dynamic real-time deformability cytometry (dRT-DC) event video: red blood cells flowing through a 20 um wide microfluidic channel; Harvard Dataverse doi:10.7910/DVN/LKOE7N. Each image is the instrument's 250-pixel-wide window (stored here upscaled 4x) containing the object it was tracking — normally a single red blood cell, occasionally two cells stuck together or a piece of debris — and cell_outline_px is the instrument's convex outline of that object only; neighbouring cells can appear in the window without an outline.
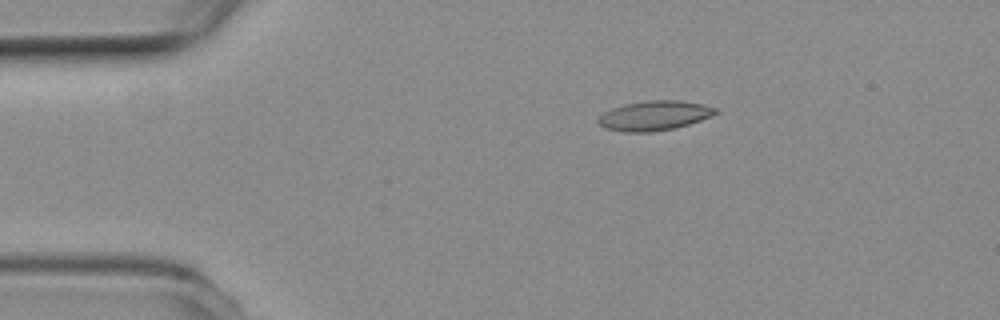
{"species": "common noctule bat (a hibernating species)", "species_latin": "Nyctalus noctula", "temperature_condition": "room temperature", "stored_images_in_passage": 5, "camera_frame_rate_fps": 3000, "um_per_image_px": 0.085, "animal": {"sex": "female", "body_mass_g": 19.3, "forearm_length_mm": 54.1}, "frame": {"image": 1, "passage_image": 2, "time_ms": 0.333, "image_size_px": [1000, 320], "cell_outline_px": [[720, 112], [712, 116], [676, 128], [652, 132], [624, 132], [604, 128], [596, 124], [596, 120], [604, 112], [612, 108], [624, 104], [648, 100], [680, 100], [704, 104], [716, 108]], "centroid_in_image_um": [55.61, 9.83], "position_along_channel_um": 29.4, "area_um2": 20.52}}
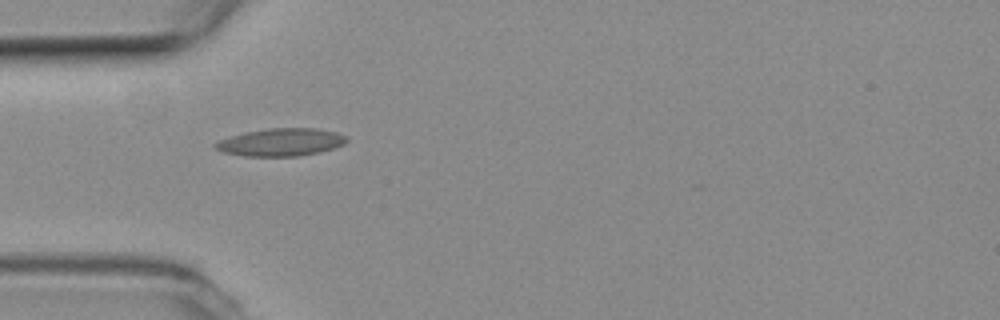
{"frame": {"image": 2, "passage_image": 4, "time_ms": 1.0, "image_size_px": [1000, 320], "cell_outline_px": [[348, 140], [344, 144], [320, 152], [300, 156], [244, 156], [224, 152], [216, 148], [212, 144], [220, 140], [244, 132], [268, 128], [316, 128], [336, 132], [348, 136]], "centroid_in_image_um": [23.91, 12.08], "position_along_channel_um": 61.1, "area_um2": 21.15}}
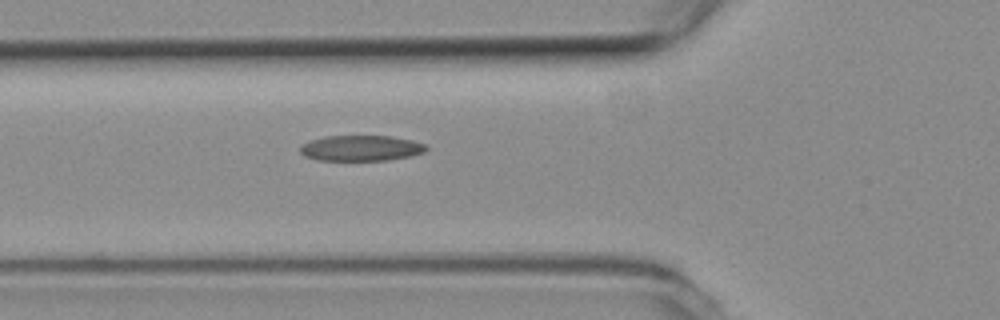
{"frame": {"image": 3, "passage_image": 5, "time_ms": 1.333, "image_size_px": [1000, 320], "cell_outline_px": [[428, 148], [424, 152], [408, 156], [388, 160], [316, 160], [304, 156], [300, 152], [300, 144], [308, 140], [324, 136], [388, 136], [412, 140], [424, 144]], "centroid_in_image_um": [30.61, 12.59], "position_along_channel_um": 95.2, "area_um2": 18.84}}